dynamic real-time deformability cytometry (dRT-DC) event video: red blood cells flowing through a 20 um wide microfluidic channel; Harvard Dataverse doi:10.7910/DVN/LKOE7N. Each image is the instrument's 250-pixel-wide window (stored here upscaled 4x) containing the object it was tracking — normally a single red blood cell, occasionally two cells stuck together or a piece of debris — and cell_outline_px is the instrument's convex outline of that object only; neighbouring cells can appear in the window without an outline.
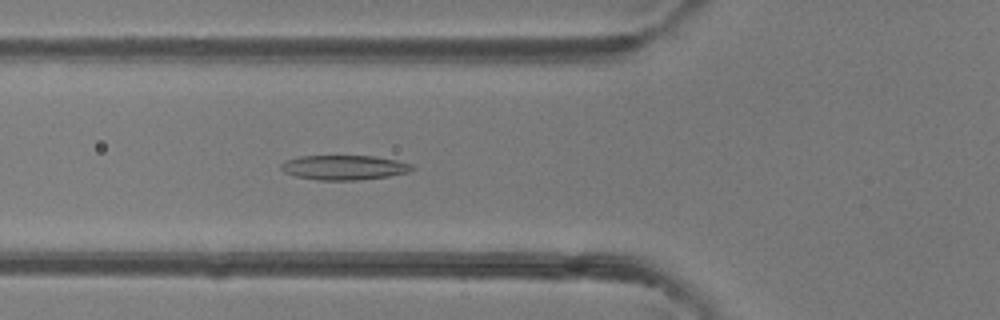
{"species": "common noctule bat (a hibernating species)", "species_latin": "Nyctalus noctula", "temperature_condition": "room temperature", "stored_images_in_passage": 36, "camera_frame_rate_fps": 3000, "um_per_image_px": 0.085, "animal": {"sex": "female"}, "frame": {"image": 1, "passage_image": 5, "time_ms": 1.333, "image_size_px": [1000, 320], "cell_outline_px": [[416, 168], [408, 172], [388, 176], [360, 180], [316, 180], [296, 176], [284, 172], [280, 168], [280, 164], [284, 160], [300, 156], [376, 156], [396, 160], [412, 164]], "centroid_in_image_um": [29.24, 14.23], "position_along_channel_um": 96.6, "area_um2": 18.96}}
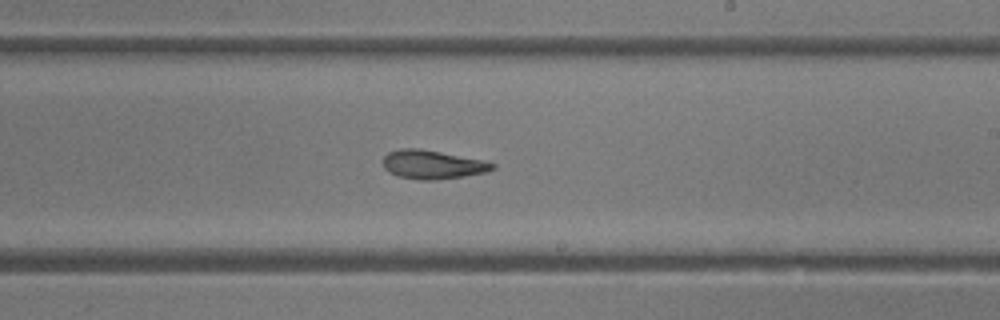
{"frame": {"image": 2, "passage_image": 16, "time_ms": 5.0, "image_size_px": [1000, 320], "cell_outline_px": [[496, 168], [488, 172], [464, 176], [432, 180], [420, 180], [396, 176], [388, 172], [384, 168], [384, 156], [388, 152], [400, 148], [420, 148], [484, 160], [496, 164]], "centroid_in_image_um": [36.77, 13.98], "position_along_channel_um": 252.2, "area_um2": 18.5}}
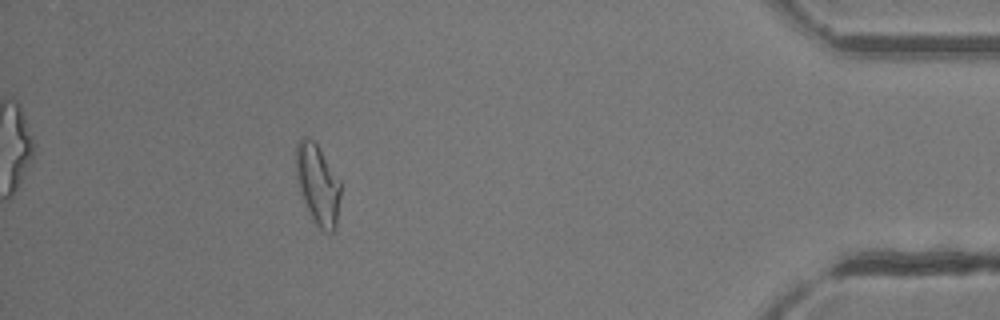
{"frame": {"image": 3, "passage_image": 31, "time_ms": 10.0, "image_size_px": [1000, 320], "cell_outline_px": [[340, 196], [336, 228], [332, 232], [328, 232], [320, 228], [312, 220], [300, 196], [296, 176], [296, 144], [300, 136], [304, 136], [312, 140], [316, 144], [340, 180]], "centroid_in_image_um": [26.98, 15.69], "position_along_channel_um": 408.2, "area_um2": 20.98}, "authors_computed_cell_mechanics": {"area_um2": 19.2185, "velocity_mm_per_s": 4.2313, "shape_relaxation_time_tau1_ms": 11.3482, "shape_relaxation_time_tau2_ms": 3.8126, "deformation_change_tau1": 0.2731, "deformation_change_tau2": 0.1319}}